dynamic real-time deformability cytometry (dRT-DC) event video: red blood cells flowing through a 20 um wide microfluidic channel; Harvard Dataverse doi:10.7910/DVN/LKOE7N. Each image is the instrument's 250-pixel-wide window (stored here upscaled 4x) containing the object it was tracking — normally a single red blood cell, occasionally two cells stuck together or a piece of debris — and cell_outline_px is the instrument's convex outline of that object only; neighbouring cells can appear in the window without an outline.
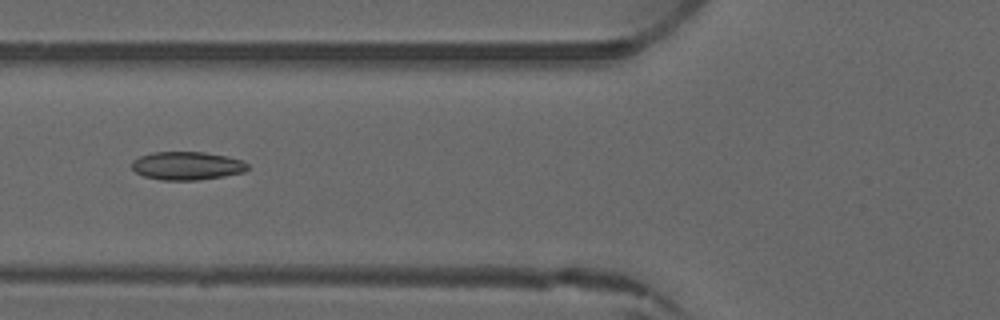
{"species": "common noctule bat (a hibernating species)", "species_latin": "Nyctalus noctula", "temperature_condition": "warm", "stored_images_in_passage": 6, "camera_frame_rate_fps": 3000, "um_per_image_px": 0.085, "animal": {"sex": "male", "forearm_length_mm": 52.5}, "frame": {"image": 1, "passage_image": 6, "time_ms": 5.667, "image_size_px": [1000, 320], "cell_outline_px": [[248, 168], [244, 172], [224, 176], [200, 180], [160, 180], [144, 176], [136, 172], [132, 168], [132, 160], [140, 156], [152, 152], [204, 152], [228, 156], [240, 160], [248, 164]], "centroid_in_image_um": [15.89, 14.09], "position_along_channel_um": 109.9, "area_um2": 19.13}}